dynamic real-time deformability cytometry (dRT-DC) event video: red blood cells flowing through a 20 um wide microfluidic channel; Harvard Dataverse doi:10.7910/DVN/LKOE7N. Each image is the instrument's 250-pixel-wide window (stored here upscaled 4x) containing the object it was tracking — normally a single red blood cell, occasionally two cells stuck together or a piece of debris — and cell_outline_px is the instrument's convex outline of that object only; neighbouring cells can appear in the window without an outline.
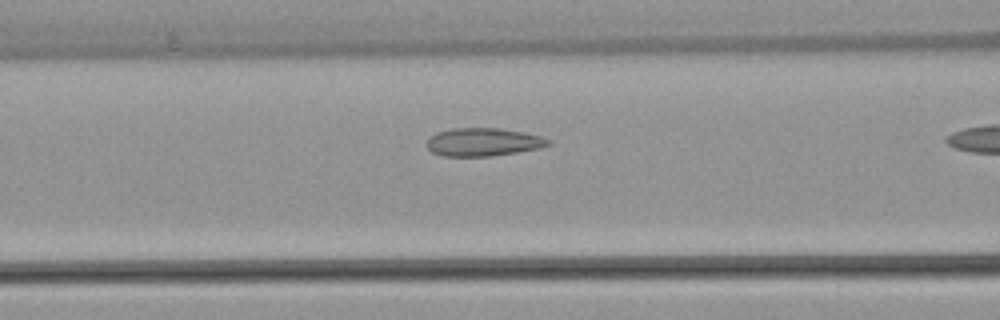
{"species": "common noctule bat (a hibernating species)", "species_latin": "Nyctalus noctula", "temperature_condition": "warm", "stored_images_in_passage": 30, "camera_frame_rate_fps": 3000, "um_per_image_px": 0.085, "animal": {"sex": "female", "body_mass_g": 22.7, "forearm_length_mm": 54.2}, "frame": {"image": 1, "passage_image": 9, "time_ms": 2.667, "image_size_px": [1000, 320], "cell_outline_px": [[552, 144], [540, 148], [492, 156], [444, 156], [432, 152], [428, 148], [428, 140], [436, 132], [452, 128], [500, 128], [524, 132], [540, 136], [552, 140]], "centroid_in_image_um": [41.11, 12.07], "position_along_channel_um": 125.5, "area_um2": 19.88}}
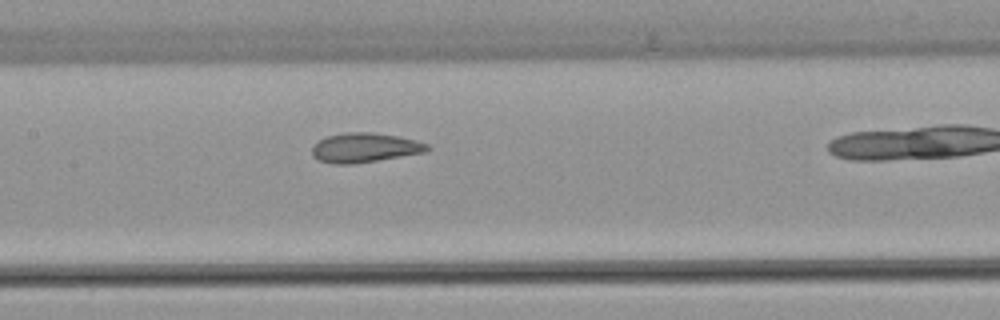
{"frame": {"image": 2, "passage_image": 13, "time_ms": 4.0, "image_size_px": [1000, 320], "cell_outline_px": [[432, 148], [424, 152], [352, 164], [332, 164], [320, 160], [312, 156], [312, 148], [320, 140], [328, 136], [344, 132], [372, 132], [396, 136], [416, 140], [428, 144]], "centroid_in_image_um": [31.0, 12.55], "position_along_channel_um": 176.4, "area_um2": 19.54}}